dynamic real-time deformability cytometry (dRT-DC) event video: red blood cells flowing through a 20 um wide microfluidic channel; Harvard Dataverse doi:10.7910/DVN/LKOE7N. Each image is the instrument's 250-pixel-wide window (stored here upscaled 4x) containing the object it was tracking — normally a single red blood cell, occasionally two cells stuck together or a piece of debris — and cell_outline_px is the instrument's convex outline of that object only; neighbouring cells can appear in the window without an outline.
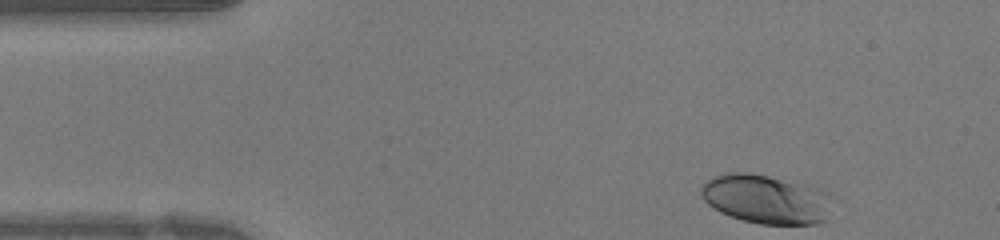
{"species": "human", "species_latin": "Homo sapiens", "temperature_condition": "warm", "stored_images_in_passage": 31, "camera_frame_rate_fps": 3000, "um_per_image_px": 0.085, "donor": {"sex": "female"}, "frame": {"image": 1, "passage_image": 1, "time_ms": 0.0, "image_size_px": [1000, 240], "cell_outline_px": [[828, 220], [816, 224], [760, 224], [744, 220], [720, 212], [708, 204], [704, 200], [700, 192], [700, 188], [708, 180], [724, 172], [748, 172], [808, 184], [816, 188], [820, 192]], "centroid_in_image_um": [64.97, 16.92], "position_along_channel_um": 20.0, "area_um2": 36.41}}
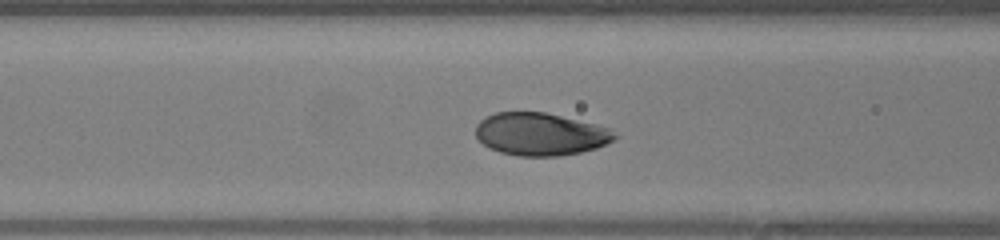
{"frame": {"image": 2, "passage_image": 12, "time_ms": 3.667, "image_size_px": [1000, 240], "cell_outline_px": [[620, 136], [596, 148], [580, 152], [556, 156], [516, 156], [500, 152], [488, 148], [476, 136], [476, 124], [484, 116], [496, 112], [544, 112], [596, 124], [612, 128]], "centroid_in_image_um": [45.93, 11.4], "position_along_channel_um": 120.7, "area_um2": 34.68}}
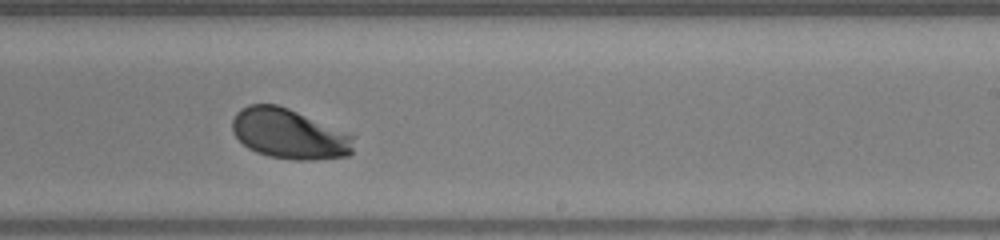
{"frame": {"image": 3, "passage_image": 21, "time_ms": 6.667, "image_size_px": [1000, 240], "cell_outline_px": [[352, 152], [348, 156], [312, 160], [296, 160], [268, 156], [256, 152], [248, 148], [232, 132], [232, 120], [236, 112], [240, 108], [248, 104], [276, 104], [288, 108], [352, 136]], "centroid_in_image_um": [24.5, 11.38], "position_along_channel_um": 264.5, "area_um2": 34.91}}